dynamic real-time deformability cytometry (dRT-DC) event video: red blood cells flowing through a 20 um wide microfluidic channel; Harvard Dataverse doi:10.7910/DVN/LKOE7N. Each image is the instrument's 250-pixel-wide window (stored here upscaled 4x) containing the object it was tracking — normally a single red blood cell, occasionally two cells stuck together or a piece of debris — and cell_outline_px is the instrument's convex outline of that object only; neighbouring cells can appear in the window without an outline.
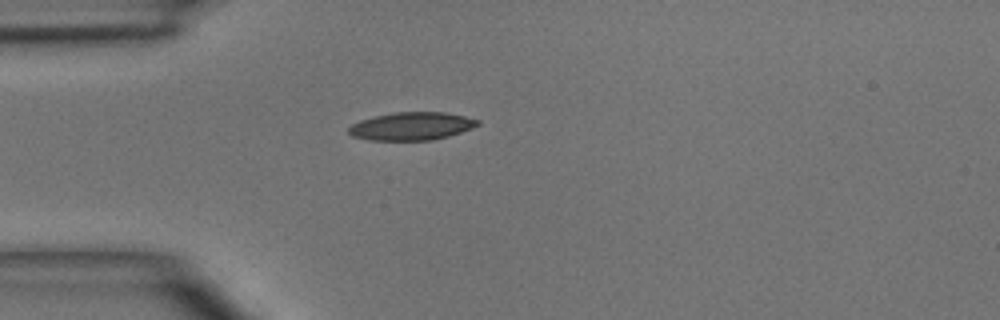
{"species": "common noctule bat (a hibernating species)", "species_latin": "Nyctalus noctula", "temperature_condition": "room temperature", "stored_images_in_passage": 1, "camera_frame_rate_fps": 3000, "um_per_image_px": 0.085, "animal": {"sex": "male", "body_mass_g": 15.6}, "frame": {"image": 1, "passage_image": 1, "time_ms": 0.0, "image_size_px": [1000, 320], "cell_outline_px": [[480, 124], [472, 128], [448, 136], [432, 140], [368, 140], [352, 136], [348, 132], [348, 128], [352, 124], [360, 120], [392, 112], [444, 112], [464, 116], [480, 120]], "centroid_in_image_um": [34.98, 10.72], "position_along_channel_um": 50.0, "area_um2": 20.98}}